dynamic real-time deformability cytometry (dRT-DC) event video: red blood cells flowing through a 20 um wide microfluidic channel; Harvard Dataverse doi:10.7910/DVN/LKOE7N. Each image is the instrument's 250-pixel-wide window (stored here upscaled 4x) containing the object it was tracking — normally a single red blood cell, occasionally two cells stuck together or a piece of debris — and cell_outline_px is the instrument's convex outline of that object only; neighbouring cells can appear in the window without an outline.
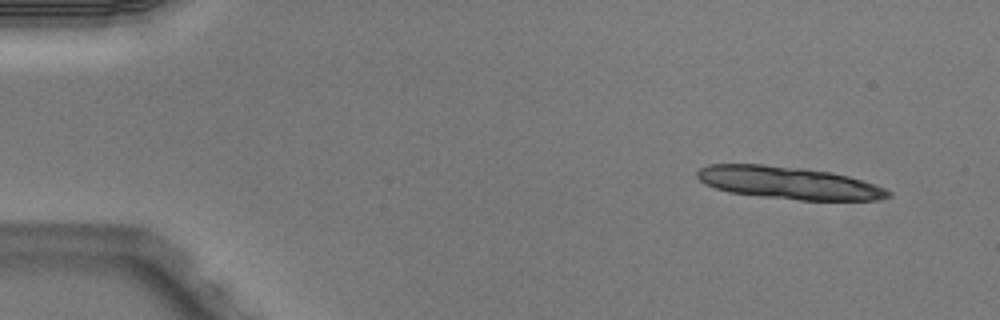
{"species": "Egyptian fruit bat (a non-hibernating species)", "species_latin": "Rousettus aegyptiacus", "temperature_condition": "warm", "stored_images_in_passage": 4, "camera_frame_rate_fps": 3000, "um_per_image_px": 0.085, "animal": {"sex": "male"}, "frame": {"image": 1, "passage_image": 1, "time_ms": 0.0, "image_size_px": [1000, 320], "cell_outline_px": [[892, 196], [876, 200], [800, 200], [728, 192], [704, 184], [696, 176], [696, 172], [700, 168], [708, 164], [764, 164], [804, 168], [832, 172], [848, 176], [884, 188], [892, 192]], "centroid_in_image_um": [67.01, 15.53], "position_along_channel_um": 18.0, "area_um2": 36.01}}